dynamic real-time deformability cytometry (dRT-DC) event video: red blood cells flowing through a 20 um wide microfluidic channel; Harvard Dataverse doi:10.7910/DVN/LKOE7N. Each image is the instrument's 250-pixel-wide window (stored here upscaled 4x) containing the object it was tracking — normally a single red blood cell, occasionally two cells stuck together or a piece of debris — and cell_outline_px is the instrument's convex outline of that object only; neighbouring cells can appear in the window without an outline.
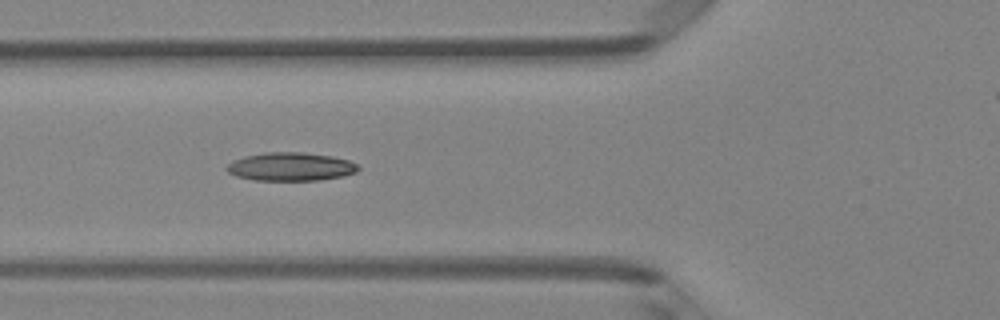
{"species": "Egyptian fruit bat (a non-hibernating species)", "species_latin": "Rousettus aegyptiacus", "temperature_condition": "room temperature", "stored_images_in_passage": 7, "camera_frame_rate_fps": 3000, "um_per_image_px": 0.085, "animal": {"sex": "female"}, "frame": {"image": 1, "passage_image": 5, "time_ms": 4.667, "image_size_px": [1000, 320], "cell_outline_px": [[360, 168], [356, 172], [344, 176], [320, 180], [252, 180], [236, 176], [228, 172], [224, 168], [232, 160], [244, 156], [264, 152], [304, 152], [332, 156], [348, 160], [356, 164]], "centroid_in_image_um": [24.68, 14.16], "position_along_channel_um": 101.1, "area_um2": 21.91}}
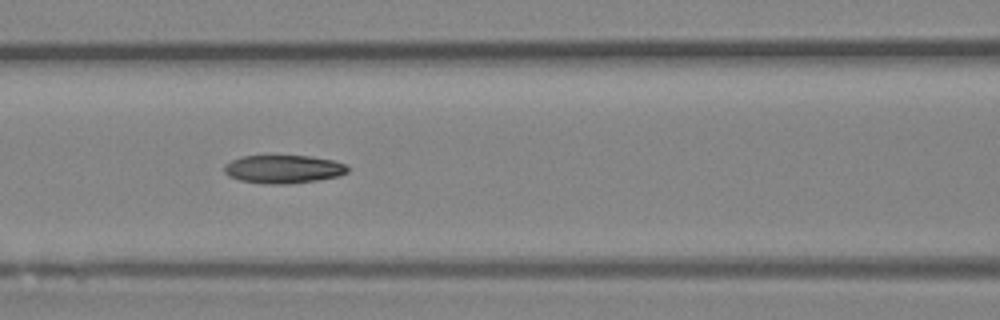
{"frame": {"image": 2, "passage_image": 6, "time_ms": 5.667, "image_size_px": [1000, 320], "cell_outline_px": [[352, 168], [348, 172], [340, 176], [316, 180], [288, 184], [264, 184], [240, 180], [228, 176], [224, 172], [224, 164], [232, 160], [244, 156], [308, 156], [332, 160], [344, 164]], "centroid_in_image_um": [24.1, 14.38], "position_along_channel_um": 142.5, "area_um2": 20.35}}
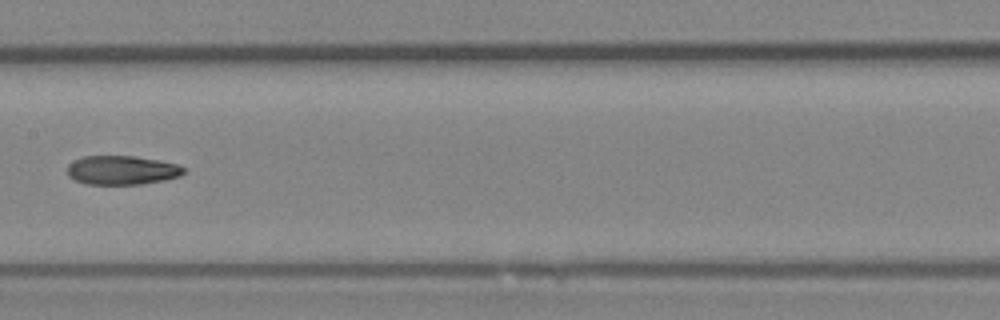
{"frame": {"image": 3, "passage_image": 7, "time_ms": 7.0, "image_size_px": [1000, 320], "cell_outline_px": [[184, 172], [180, 176], [164, 180], [140, 184], [88, 184], [76, 180], [68, 176], [68, 164], [84, 156], [136, 156], [176, 164], [184, 168]], "centroid_in_image_um": [10.35, 14.46], "position_along_channel_um": 197.0, "area_um2": 19.42}}